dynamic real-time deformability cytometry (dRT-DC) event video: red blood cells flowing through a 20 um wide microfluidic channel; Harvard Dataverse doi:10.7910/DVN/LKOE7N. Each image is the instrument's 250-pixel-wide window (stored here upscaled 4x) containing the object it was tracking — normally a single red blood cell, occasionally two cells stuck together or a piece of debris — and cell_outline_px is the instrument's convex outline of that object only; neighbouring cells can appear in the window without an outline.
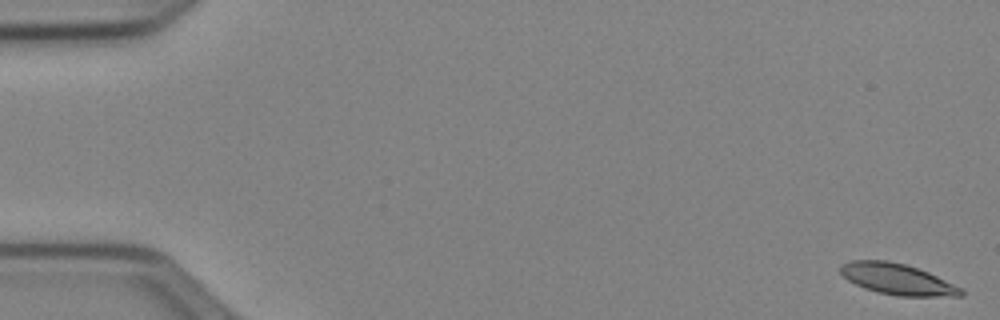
{"species": "Egyptian fruit bat (a non-hibernating species)", "species_latin": "Rousettus aegyptiacus", "temperature_condition": "cold", "stored_images_in_passage": 53, "camera_frame_rate_fps": 3000, "um_per_image_px": 0.085, "animal": {"sex": "female"}, "frame": {"image": 1, "passage_image": 1, "time_ms": 0.0, "image_size_px": [1000, 320], "cell_outline_px": [[964, 296], [896, 296], [876, 292], [864, 288], [848, 280], [840, 272], [840, 268], [844, 264], [852, 260], [888, 260], [904, 264], [928, 272], [964, 288]], "centroid_in_image_um": [76.32, 23.74], "position_along_channel_um": 8.7, "area_um2": 21.79}}
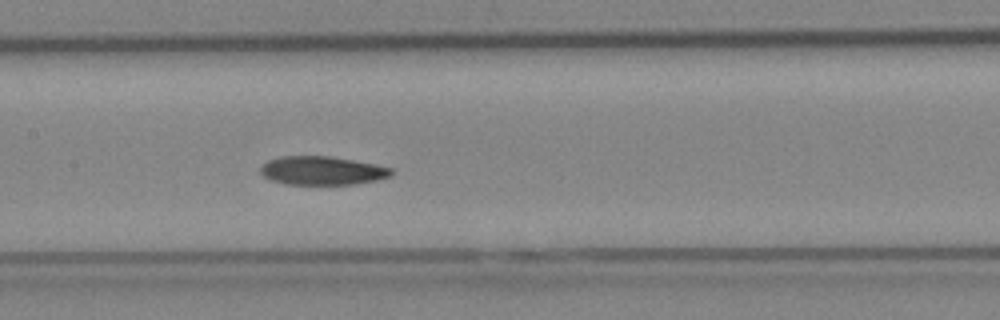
{"frame": {"image": 2, "passage_image": 26, "time_ms": 8.333, "image_size_px": [1000, 320], "cell_outline_px": [[392, 176], [376, 180], [356, 184], [284, 184], [272, 180], [264, 176], [260, 172], [260, 168], [268, 160], [280, 156], [328, 156], [376, 164], [392, 168]], "centroid_in_image_um": [27.39, 14.5], "position_along_channel_um": 180.0, "area_um2": 21.73}}
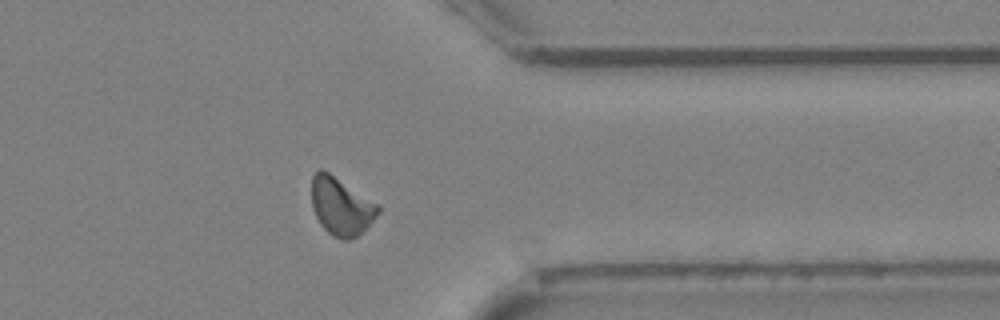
{"frame": {"image": 3, "passage_image": 42, "time_ms": 13.667, "image_size_px": [1000, 320], "cell_outline_px": [[380, 212], [356, 236], [348, 240], [344, 240], [332, 236], [320, 224], [312, 208], [312, 176], [320, 168], [328, 172], [380, 204]], "centroid_in_image_um": [28.99, 17.53], "position_along_channel_um": 382.4, "area_um2": 22.2}}